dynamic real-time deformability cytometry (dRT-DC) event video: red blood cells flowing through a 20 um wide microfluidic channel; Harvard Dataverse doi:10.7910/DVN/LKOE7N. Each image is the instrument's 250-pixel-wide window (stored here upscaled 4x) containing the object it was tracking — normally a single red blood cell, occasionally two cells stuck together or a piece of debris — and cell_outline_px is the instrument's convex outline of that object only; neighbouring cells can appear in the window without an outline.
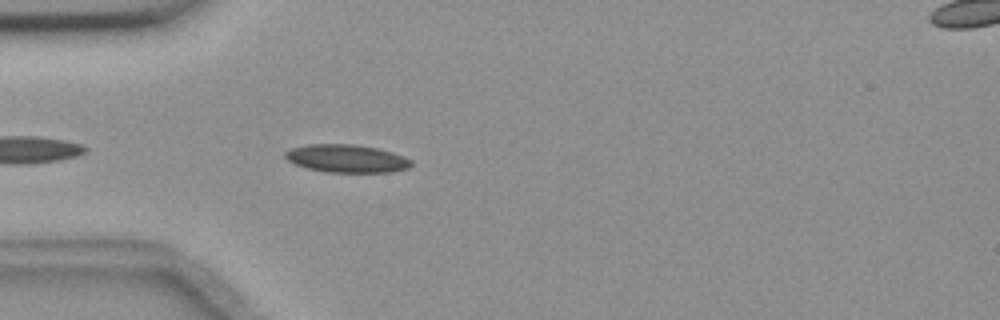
{"species": "common noctule bat (a hibernating species)", "species_latin": "Nyctalus noctula", "temperature_condition": "room temperature", "stored_images_in_passage": 11, "camera_frame_rate_fps": 3000, "um_per_image_px": 0.085, "animal": {"sex": "female", "body_mass_g": 18.4}, "frame": {"image": 1, "passage_image": 4, "time_ms": 1.0, "image_size_px": [1000, 320], "cell_outline_px": [[412, 164], [408, 168], [392, 172], [324, 172], [308, 168], [296, 164], [288, 160], [284, 156], [284, 152], [292, 148], [308, 144], [352, 144], [376, 148], [392, 152], [404, 156], [412, 160]], "centroid_in_image_um": [29.47, 13.47], "position_along_channel_um": 55.5, "area_um2": 20.46}}